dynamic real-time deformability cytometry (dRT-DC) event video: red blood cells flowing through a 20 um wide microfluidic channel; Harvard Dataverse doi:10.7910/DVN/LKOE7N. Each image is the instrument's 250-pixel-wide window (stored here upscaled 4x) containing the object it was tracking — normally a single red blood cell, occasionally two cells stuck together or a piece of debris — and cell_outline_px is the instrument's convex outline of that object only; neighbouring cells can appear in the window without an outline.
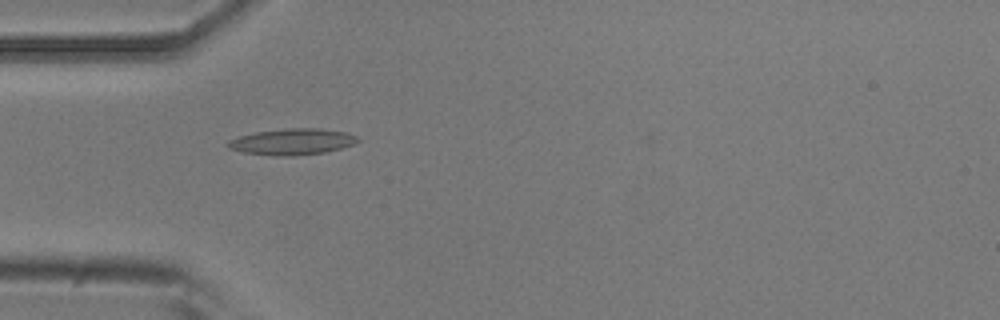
{"species": "common noctule bat (a hibernating species)", "species_latin": "Nyctalus noctula", "temperature_condition": "room temperature", "stored_images_in_passage": 3, "camera_frame_rate_fps": 3000, "um_per_image_px": 0.085, "animal": {"sex": "male", "body_mass_g": 20.5, "forearm_length_mm": 52.5}, "frame": {"image": 1, "passage_image": 2, "time_ms": 0.333, "image_size_px": [1000, 320], "cell_outline_px": [[360, 140], [352, 144], [340, 148], [324, 152], [292, 156], [276, 156], [244, 152], [228, 148], [224, 144], [228, 140], [240, 136], [256, 132], [284, 128], [320, 128], [348, 132], [356, 136]], "centroid_in_image_um": [24.82, 12.04], "position_along_channel_um": 60.2, "area_um2": 19.83}}
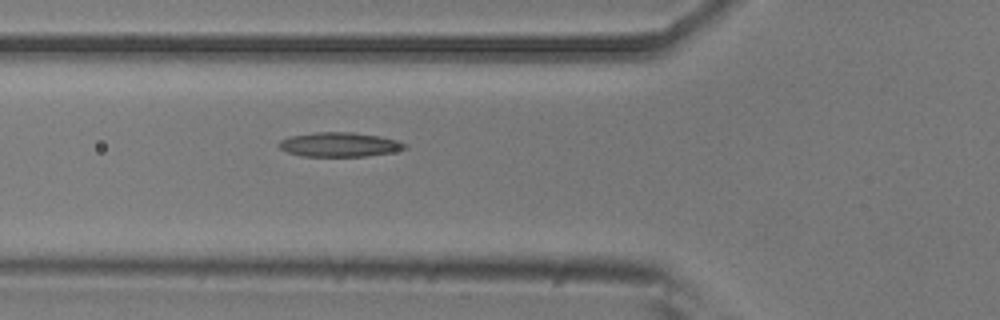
{"frame": {"image": 2, "passage_image": 3, "time_ms": 0.667, "image_size_px": [1000, 320], "cell_outline_px": [[408, 148], [392, 152], [368, 156], [300, 156], [288, 152], [280, 148], [276, 144], [280, 140], [288, 136], [316, 132], [352, 132], [380, 136], [400, 140], [408, 144]], "centroid_in_image_um": [28.88, 12.28], "position_along_channel_um": 96.9, "area_um2": 18.15}}